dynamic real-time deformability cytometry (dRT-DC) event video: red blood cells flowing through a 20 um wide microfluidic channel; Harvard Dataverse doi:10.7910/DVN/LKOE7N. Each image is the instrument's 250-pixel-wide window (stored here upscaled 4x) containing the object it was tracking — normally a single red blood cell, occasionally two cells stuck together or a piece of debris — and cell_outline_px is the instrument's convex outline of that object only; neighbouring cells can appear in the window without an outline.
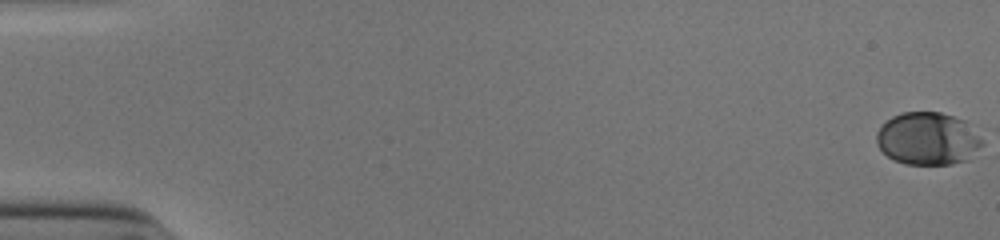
{"species": "human", "species_latin": "Homo sapiens", "temperature_condition": "cold", "stored_images_in_passage": 54, "camera_frame_rate_fps": 3000, "um_per_image_px": 0.085, "donor": {"sex": "male"}, "frame": {"image": 1, "passage_image": 1, "time_ms": 0.0, "image_size_px": [1000, 240], "cell_outline_px": [[980, 144], [968, 160], [952, 164], [904, 164], [892, 160], [876, 144], [876, 132], [892, 116], [900, 112], [940, 112], [964, 120], [980, 140]], "centroid_in_image_um": [78.79, 11.79], "position_along_channel_um": 6.2, "area_um2": 31.96}}
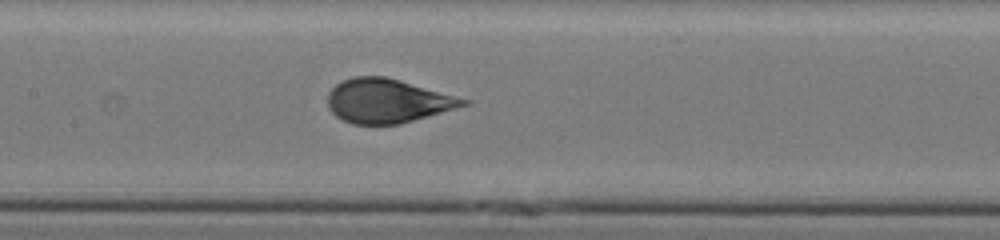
{"frame": {"image": 2, "passage_image": 28, "time_ms": 9.0, "image_size_px": [1000, 240], "cell_outline_px": [[472, 104], [400, 124], [352, 124], [336, 116], [328, 108], [328, 92], [336, 84], [352, 76], [384, 76], [400, 80], [472, 100]], "centroid_in_image_um": [32.97, 8.57], "position_along_channel_um": 174.4, "area_um2": 34.91}}
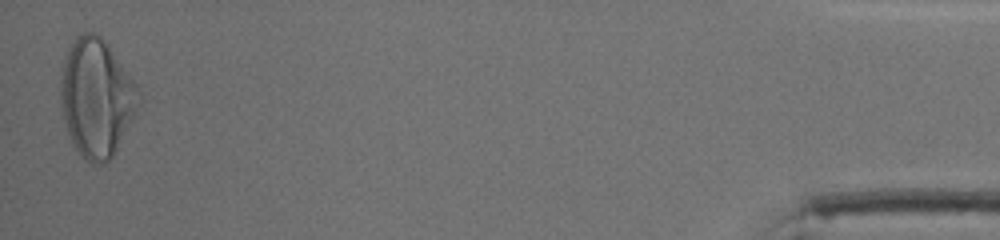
{"frame": {"image": 3, "passage_image": 54, "time_ms": 17.667, "image_size_px": [1000, 240], "cell_outline_px": [[136, 88], [132, 120], [112, 156], [104, 164], [92, 164], [84, 160], [72, 144], [68, 132], [60, 100], [60, 76], [68, 52], [76, 36], [84, 32], [92, 32], [100, 36], [108, 44], [136, 84]], "centroid_in_image_um": [8.14, 8.32], "position_along_channel_um": 427.1, "area_um2": 52.37}, "authors_computed_cell_mechanics": {"area_um2": 34.9979, "velocity_mm_per_s": 3.8918, "shape_relaxation_time_tau1_ms": 5.2076, "shape_relaxation_time_tau2_ms": null, "deformation_change_tau1": 0.1959, "deformation_change_tau2": null}}